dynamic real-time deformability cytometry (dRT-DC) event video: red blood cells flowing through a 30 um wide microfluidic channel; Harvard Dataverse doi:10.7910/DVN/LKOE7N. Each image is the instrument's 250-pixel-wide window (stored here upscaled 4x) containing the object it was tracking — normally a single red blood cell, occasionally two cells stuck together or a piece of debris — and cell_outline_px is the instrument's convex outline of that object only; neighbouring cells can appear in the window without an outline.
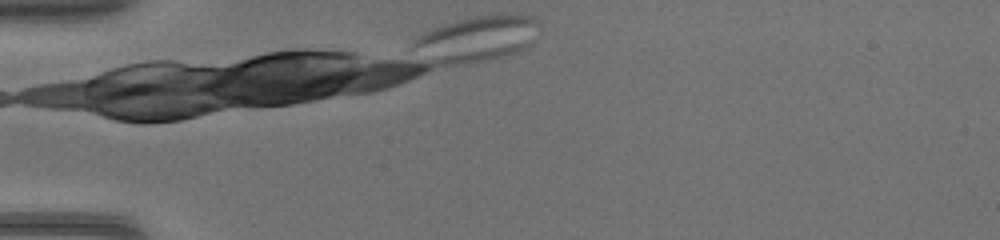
{"species": "common noctule bat (a hibernating species)", "species_latin": "Nyctalus noctula", "temperature_condition": "warm", "stored_images_in_passage": 31, "segment_of_instrument_passage": [1, 2], "camera_frame_rate_fps": 3000, "um_per_image_px": 0.085, "animal": {"sex": "female", "body_mass_g": 17.0, "forearm_length_mm": 48.0}, "frame": {"image": 1, "passage_image": 1, "time_ms": 0.0, "image_size_px": [1000, 240], "cell_outline_px": [[540, 20], [536, 24], [516, 28], [424, 44], [416, 44], [416, 40], [424, 32], [432, 28], [468, 16], [500, 12], [520, 12], [532, 16]], "centroid_in_image_um": [40.53, 2.23], "position_along_channel_um": 44.5, "area_um2": 14.1}}